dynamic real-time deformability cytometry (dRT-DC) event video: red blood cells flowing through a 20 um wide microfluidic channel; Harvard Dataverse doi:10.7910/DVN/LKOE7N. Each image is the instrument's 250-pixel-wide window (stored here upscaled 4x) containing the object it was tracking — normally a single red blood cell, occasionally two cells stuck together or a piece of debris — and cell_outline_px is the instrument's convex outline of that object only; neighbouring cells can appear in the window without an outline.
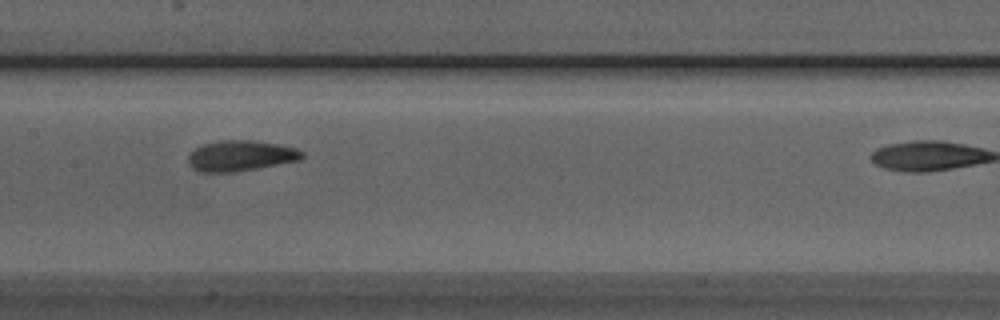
{"species": "Egyptian fruit bat (a non-hibernating species)", "species_latin": "Rousettus aegyptiacus", "temperature_condition": "room temperature", "stored_images_in_passage": 6, "camera_frame_rate_fps": 3000, "um_per_image_px": 0.085, "animal": {"sex": "male"}, "frame": {"image": 1, "passage_image": 5, "time_ms": 1.333, "image_size_px": [1000, 320], "cell_outline_px": [[304, 156], [300, 160], [256, 168], [232, 172], [200, 172], [192, 168], [188, 164], [188, 156], [196, 148], [204, 144], [220, 140], [248, 140], [276, 144], [296, 148], [304, 152]], "centroid_in_image_um": [20.44, 13.24], "position_along_channel_um": 187.0, "area_um2": 20.11}}